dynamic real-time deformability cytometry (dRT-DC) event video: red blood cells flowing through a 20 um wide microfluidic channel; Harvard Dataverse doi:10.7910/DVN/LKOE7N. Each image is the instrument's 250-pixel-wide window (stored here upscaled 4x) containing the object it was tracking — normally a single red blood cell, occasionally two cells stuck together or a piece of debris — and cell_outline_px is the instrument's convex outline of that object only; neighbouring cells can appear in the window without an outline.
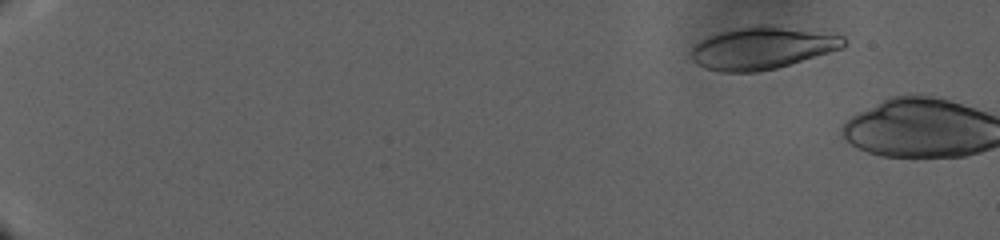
{"species": "human", "species_latin": "Homo sapiens", "temperature_condition": "warm", "stored_images_in_passage": 15, "camera_frame_rate_fps": 3000, "um_per_image_px": 0.085, "donor": {"sex": "male"}, "frame": {"image": 1, "passage_image": 13, "time_ms": 6.333, "image_size_px": [1000, 240], "cell_outline_px": [[844, 48], [776, 68], [756, 72], [720, 72], [704, 68], [696, 64], [688, 56], [688, 52], [700, 40], [708, 36], [720, 32], [760, 24], [772, 24], [844, 36]], "centroid_in_image_um": [64.73, 4.08], "position_along_channel_um": 20.3, "area_um2": 37.8}}